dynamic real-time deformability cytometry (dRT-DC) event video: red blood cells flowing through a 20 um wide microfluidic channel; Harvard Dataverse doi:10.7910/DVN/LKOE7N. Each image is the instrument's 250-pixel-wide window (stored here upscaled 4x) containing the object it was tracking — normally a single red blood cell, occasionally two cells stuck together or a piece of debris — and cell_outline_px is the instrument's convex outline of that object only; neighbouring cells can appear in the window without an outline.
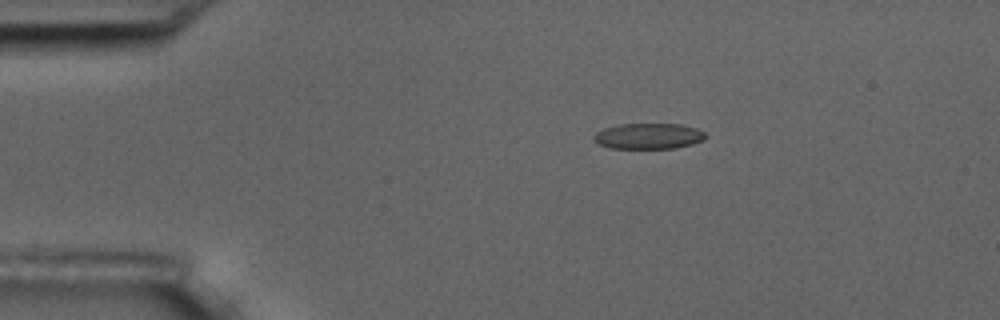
{"species": "common noctule bat (a hibernating species)", "species_latin": "Nyctalus noctula", "temperature_condition": "room temperature", "stored_images_in_passage": 2, "camera_frame_rate_fps": 3000, "um_per_image_px": 0.085, "animal": {"sex": "male", "body_mass_g": 17.5, "forearm_length_mm": 52.3}, "frame": {"image": 1, "passage_image": 1, "time_ms": 0.0, "image_size_px": [1000, 320], "cell_outline_px": [[704, 140], [692, 144], [676, 148], [608, 148], [596, 144], [592, 140], [592, 136], [596, 132], [604, 128], [616, 124], [680, 124], [696, 128], [704, 132]], "centroid_in_image_um": [55.05, 11.57], "position_along_channel_um": 30.0, "area_um2": 16.94}}